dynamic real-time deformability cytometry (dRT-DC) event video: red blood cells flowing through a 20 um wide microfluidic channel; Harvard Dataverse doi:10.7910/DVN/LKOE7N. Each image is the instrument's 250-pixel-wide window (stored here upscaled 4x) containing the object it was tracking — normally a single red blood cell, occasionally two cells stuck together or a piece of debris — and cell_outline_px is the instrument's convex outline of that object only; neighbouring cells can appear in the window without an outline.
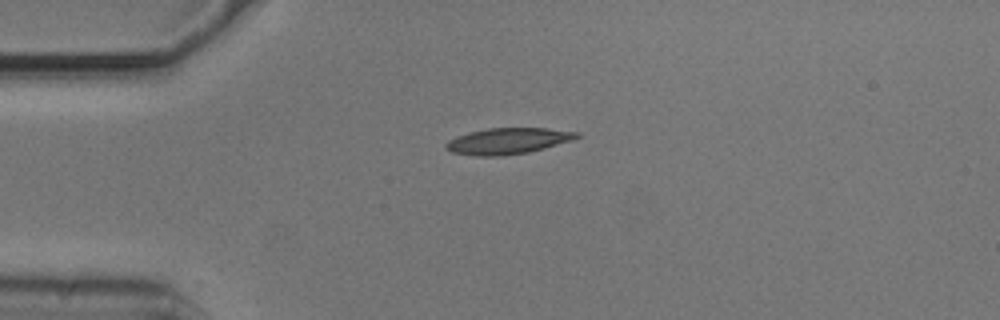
{"species": "common noctule bat (a hibernating species)", "species_latin": "Nyctalus noctula", "temperature_condition": "cold", "stored_images_in_passage": 42, "camera_frame_rate_fps": 3000, "um_per_image_px": 0.085, "animal": {"sex": "male", "body_mass_g": 20.5, "forearm_length_mm": 52.5}, "frame": {"image": 1, "passage_image": 1, "time_ms": 0.0, "image_size_px": [1000, 320], "cell_outline_px": [[580, 136], [572, 140], [544, 148], [528, 152], [500, 156], [476, 156], [452, 152], [444, 148], [444, 144], [448, 140], [456, 136], [468, 132], [488, 128], [548, 128], [580, 132]], "centroid_in_image_um": [43.14, 11.98], "position_along_channel_um": 41.9, "area_um2": 20.0}}
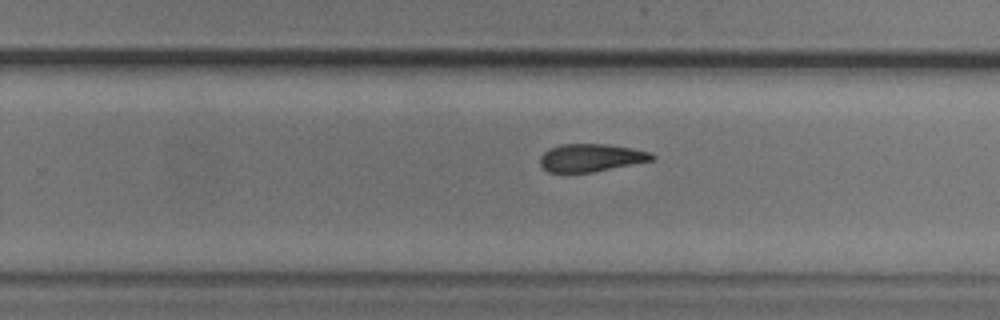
{"frame": {"image": 2, "passage_image": 22, "time_ms": 7.0, "image_size_px": [1000, 320], "cell_outline_px": [[656, 160], [592, 172], [548, 172], [540, 164], [540, 156], [544, 152], [560, 144], [608, 144], [632, 148], [652, 152], [656, 156]], "centroid_in_image_um": [50.3, 13.4], "position_along_channel_um": 279.5, "area_um2": 18.21}}
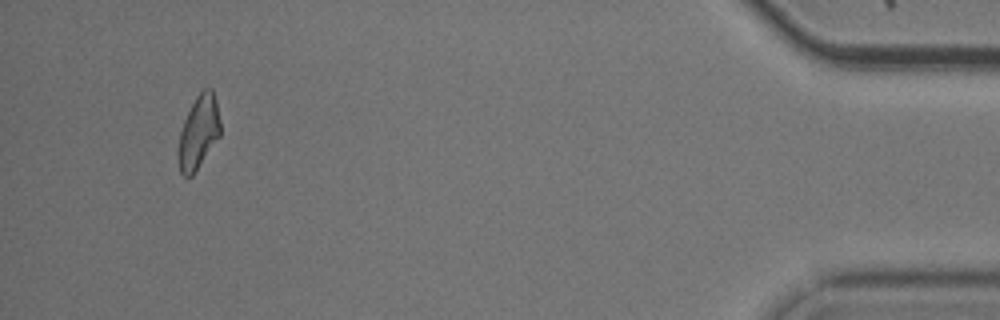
{"frame": {"image": 3, "passage_image": 39, "time_ms": 12.667, "image_size_px": [1000, 320], "cell_outline_px": [[220, 136], [192, 176], [184, 176], [180, 172], [176, 156], [176, 152], [180, 132], [184, 120], [196, 96], [204, 88], [212, 88], [216, 100], [220, 120]], "centroid_in_image_um": [16.86, 11.26], "position_along_channel_um": 418.3, "area_um2": 18.09}, "authors_computed_cell_mechanics": {"area_um2": 19.1607, "velocity_mm_per_s": 3.7192, "shape_relaxation_time_tau1_ms": 5.2349, "shape_relaxation_time_tau2_ms": 3.6968, "deformation_change_tau1": 0.1196, "deformation_change_tau2": 0.1202}}